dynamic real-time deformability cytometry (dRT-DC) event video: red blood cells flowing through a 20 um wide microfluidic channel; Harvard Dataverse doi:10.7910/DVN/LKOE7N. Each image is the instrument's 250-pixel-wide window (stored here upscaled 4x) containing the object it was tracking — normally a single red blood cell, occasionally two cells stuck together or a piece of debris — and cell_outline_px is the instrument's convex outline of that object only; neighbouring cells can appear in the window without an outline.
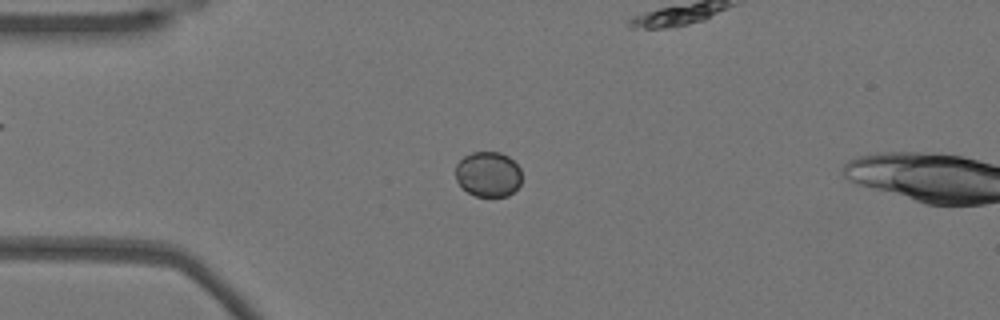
{"species": "Egyptian fruit bat (a non-hibernating species)", "species_latin": "Rousettus aegyptiacus", "temperature_condition": "warm", "stored_images_in_passage": 51, "camera_frame_rate_fps": 3000, "um_per_image_px": 0.085, "animal": {"sex": "female"}, "frame": {"image": 1, "passage_image": 10, "time_ms": 3.0, "image_size_px": [1000, 320], "cell_outline_px": [[520, 184], [508, 196], [476, 196], [468, 192], [456, 180], [456, 164], [464, 156], [472, 152], [500, 152], [508, 156], [520, 168]], "centroid_in_image_um": [41.49, 14.8], "position_along_channel_um": 43.5, "area_um2": 17.28}}
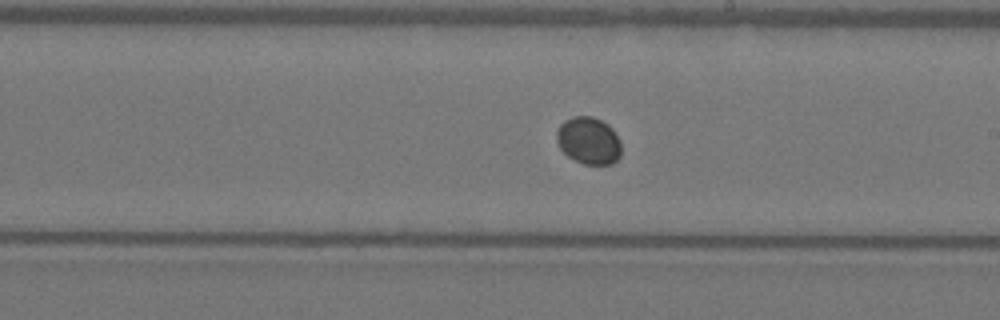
{"frame": {"image": 2, "passage_image": 27, "time_ms": 8.667, "image_size_px": [1000, 320], "cell_outline_px": [[620, 156], [612, 164], [584, 164], [568, 156], [560, 148], [556, 140], [556, 132], [560, 124], [564, 120], [572, 116], [592, 116], [608, 124], [612, 128], [620, 140]], "centroid_in_image_um": [50.02, 11.94], "position_along_channel_um": 239.0, "area_um2": 17.8}}
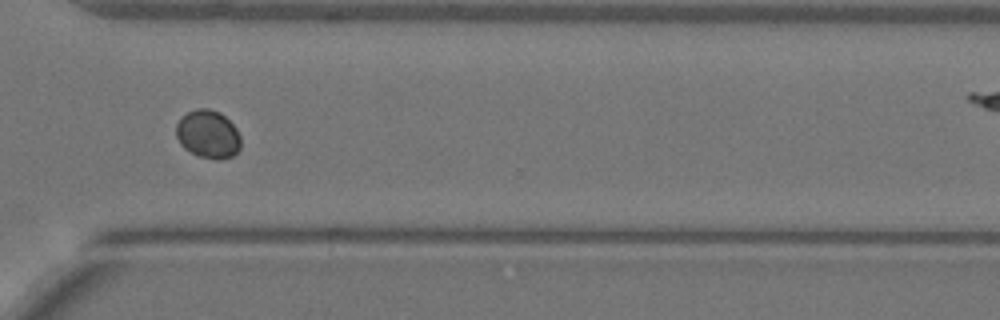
{"frame": {"image": 3, "passage_image": 36, "time_ms": 11.667, "image_size_px": [1000, 320], "cell_outline_px": [[240, 148], [232, 156], [220, 160], [216, 160], [200, 156], [184, 148], [180, 144], [176, 136], [176, 124], [180, 116], [196, 108], [208, 108], [220, 112], [236, 128], [240, 136]], "centroid_in_image_um": [17.66, 11.4], "position_along_channel_um": 352.9, "area_um2": 18.21}}